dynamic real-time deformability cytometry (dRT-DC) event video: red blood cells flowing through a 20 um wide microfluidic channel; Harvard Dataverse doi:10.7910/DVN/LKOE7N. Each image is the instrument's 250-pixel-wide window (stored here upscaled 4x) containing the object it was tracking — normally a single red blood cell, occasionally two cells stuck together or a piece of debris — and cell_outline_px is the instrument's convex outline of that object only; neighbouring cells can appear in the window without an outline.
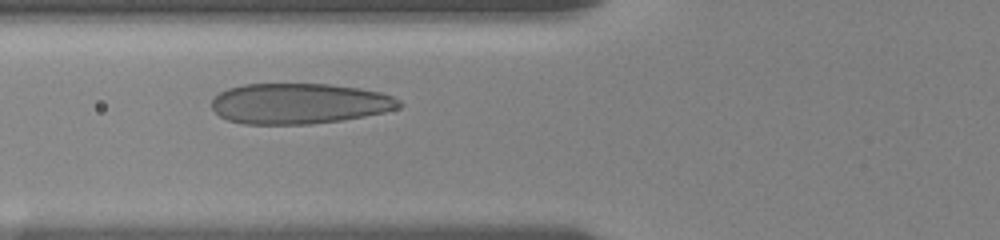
{"species": "human", "species_latin": "Homo sapiens", "temperature_condition": "room temperature", "stored_images_in_passage": 40, "camera_frame_rate_fps": 3000, "um_per_image_px": 0.085, "donor": {"sex": "female"}, "frame": {"image": 1, "passage_image": 13, "time_ms": 4.0, "image_size_px": [1000, 240], "cell_outline_px": [[404, 104], [400, 108], [384, 112], [364, 116], [340, 120], [308, 124], [244, 124], [228, 120], [220, 116], [212, 108], [212, 100], [220, 92], [228, 88], [244, 84], [328, 84], [360, 88], [380, 92], [392, 96], [400, 100]], "centroid_in_image_um": [25.45, 8.8], "position_along_channel_um": 100.3, "area_um2": 44.33}}
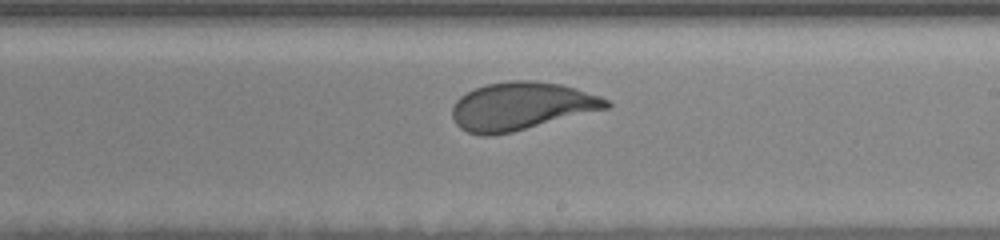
{"frame": {"image": 2, "passage_image": 25, "time_ms": 8.0, "image_size_px": [1000, 240], "cell_outline_px": [[612, 104], [608, 108], [512, 132], [488, 136], [480, 136], [468, 132], [460, 128], [456, 124], [452, 116], [452, 108], [456, 100], [460, 96], [484, 84], [508, 80], [532, 80], [560, 84], [576, 88], [600, 96], [608, 100]], "centroid_in_image_um": [44.29, 9.02], "position_along_channel_um": 244.7, "area_um2": 43.0}}
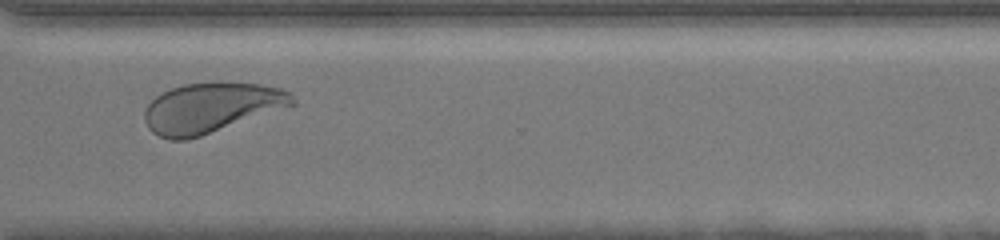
{"frame": {"image": 3, "passage_image": 34, "time_ms": 11.0, "image_size_px": [1000, 240], "cell_outline_px": [[296, 104], [188, 140], [168, 140], [152, 132], [148, 128], [144, 120], [144, 108], [160, 92], [184, 84], [216, 80], [260, 84], [280, 88], [292, 92], [296, 100]], "centroid_in_image_um": [17.94, 9.12], "position_along_channel_um": 352.7, "area_um2": 43.64}, "authors_computed_cell_mechanics": {"area_um2": 43.639, "velocity_mm_per_s": 3.5971, "shape_relaxation_time_tau1_ms": 2.9247, "shape_relaxation_time_tau2_ms": null, "deformation_change_tau1": 0.1365, "deformation_change_tau2": null}}